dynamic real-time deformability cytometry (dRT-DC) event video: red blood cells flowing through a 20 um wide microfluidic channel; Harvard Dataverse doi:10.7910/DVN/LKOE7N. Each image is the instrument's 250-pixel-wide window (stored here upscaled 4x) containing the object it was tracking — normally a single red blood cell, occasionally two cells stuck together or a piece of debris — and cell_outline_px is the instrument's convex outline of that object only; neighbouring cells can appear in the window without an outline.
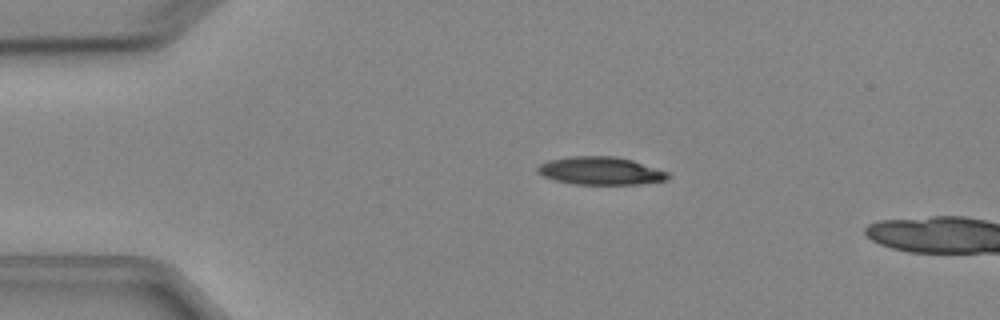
{"species": "Egyptian fruit bat (a non-hibernating species)", "species_latin": "Rousettus aegyptiacus", "temperature_condition": "cold", "stored_images_in_passage": 2, "camera_frame_rate_fps": 3000, "um_per_image_px": 0.085, "animal": {"sex": "female"}, "frame": {"image": 1, "passage_image": 1, "time_ms": 0.0, "image_size_px": [1000, 320], "cell_outline_px": [[672, 176], [668, 180], [640, 184], [572, 184], [556, 180], [544, 176], [536, 172], [536, 168], [540, 164], [548, 160], [568, 156], [616, 156], [632, 160], [668, 172]], "centroid_in_image_um": [51.05, 14.52], "position_along_channel_um": 33.9, "area_um2": 21.33}}